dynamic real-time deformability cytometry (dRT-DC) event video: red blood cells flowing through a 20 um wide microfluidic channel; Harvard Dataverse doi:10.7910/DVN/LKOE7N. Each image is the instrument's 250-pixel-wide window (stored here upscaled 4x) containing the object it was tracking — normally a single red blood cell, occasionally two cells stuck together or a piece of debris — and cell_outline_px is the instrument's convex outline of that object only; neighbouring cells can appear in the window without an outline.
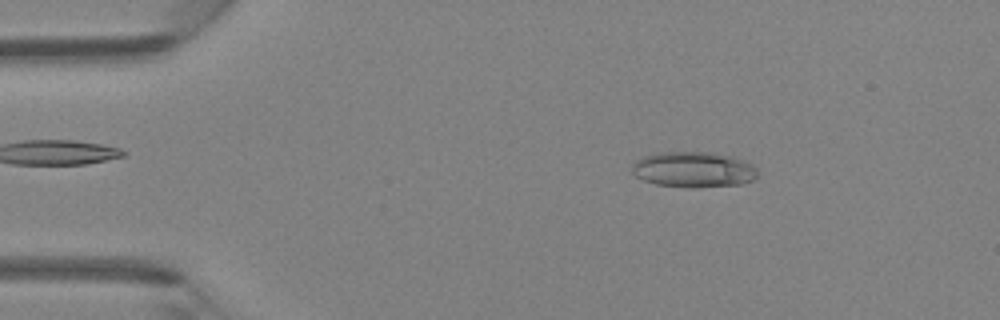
{"species": "Egyptian fruit bat (a non-hibernating species)", "species_latin": "Rousettus aegyptiacus", "temperature_condition": "room temperature", "stored_images_in_passage": 45, "camera_frame_rate_fps": 3000, "um_per_image_px": 0.085, "animal": {"sex": "female"}, "frame": {"image": 1, "passage_image": 7, "time_ms": 2.0, "image_size_px": [1000, 320], "cell_outline_px": [[756, 176], [752, 180], [744, 184], [696, 188], [688, 188], [656, 184], [644, 180], [636, 176], [632, 172], [632, 164], [640, 156], [656, 152], [712, 152], [736, 156], [752, 164], [756, 168]], "centroid_in_image_um": [58.95, 14.4], "position_along_channel_um": 26.1, "area_um2": 26.59}}
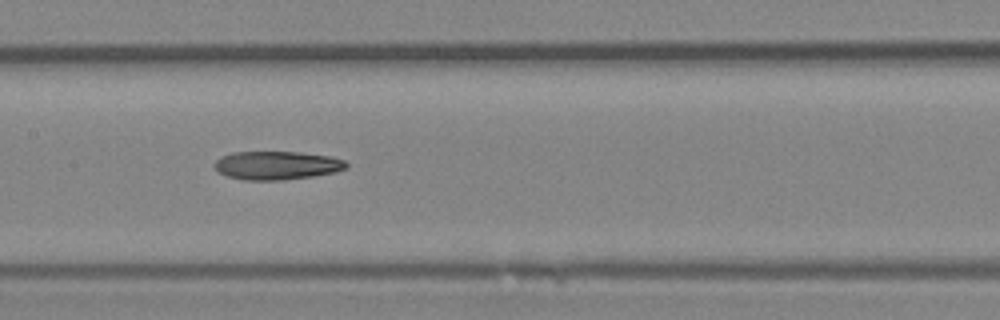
{"frame": {"image": 2, "passage_image": 22, "time_ms": 7.0, "image_size_px": [1000, 320], "cell_outline_px": [[348, 168], [336, 172], [312, 176], [284, 180], [244, 180], [228, 176], [216, 172], [212, 164], [220, 156], [232, 152], [300, 152], [332, 156], [344, 160], [348, 164]], "centroid_in_image_um": [23.51, 14.05], "position_along_channel_um": 183.9, "area_um2": 22.2}}
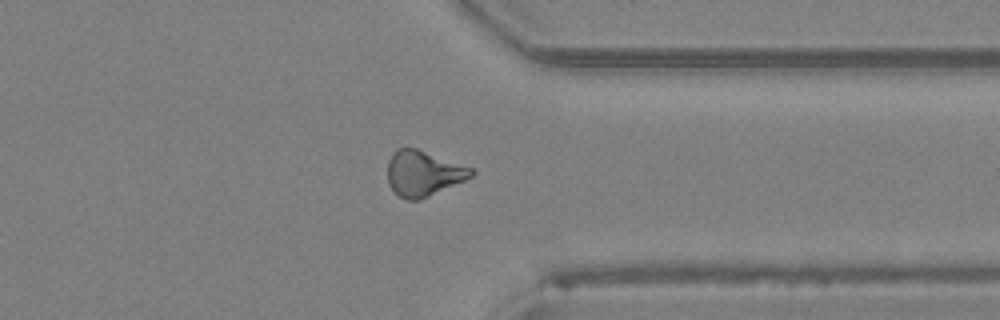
{"frame": {"image": 3, "passage_image": 35, "time_ms": 11.333, "image_size_px": [1000, 320], "cell_outline_px": [[476, 172], [472, 176], [464, 180], [420, 200], [408, 200], [400, 196], [388, 184], [388, 160], [392, 152], [396, 148], [416, 148], [476, 168]], "centroid_in_image_um": [36.0, 14.71], "position_along_channel_um": 375.4, "area_um2": 22.25}}